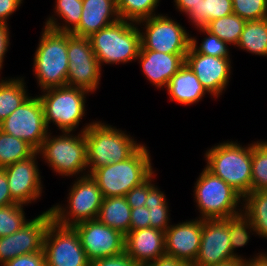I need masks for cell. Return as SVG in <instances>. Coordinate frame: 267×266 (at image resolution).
Here are the masks:
<instances>
[{"instance_id": "7", "label": "cell", "mask_w": 267, "mask_h": 266, "mask_svg": "<svg viewBox=\"0 0 267 266\" xmlns=\"http://www.w3.org/2000/svg\"><path fill=\"white\" fill-rule=\"evenodd\" d=\"M198 177L193 191L198 218L226 219L243 213V197L225 181L206 168Z\"/></svg>"}, {"instance_id": "47", "label": "cell", "mask_w": 267, "mask_h": 266, "mask_svg": "<svg viewBox=\"0 0 267 266\" xmlns=\"http://www.w3.org/2000/svg\"><path fill=\"white\" fill-rule=\"evenodd\" d=\"M201 0H174L176 10L185 15H189Z\"/></svg>"}, {"instance_id": "37", "label": "cell", "mask_w": 267, "mask_h": 266, "mask_svg": "<svg viewBox=\"0 0 267 266\" xmlns=\"http://www.w3.org/2000/svg\"><path fill=\"white\" fill-rule=\"evenodd\" d=\"M204 34V37L198 46L197 37L190 35V47L199 54L215 56V57H230L229 44L210 33L205 28H197Z\"/></svg>"}, {"instance_id": "41", "label": "cell", "mask_w": 267, "mask_h": 266, "mask_svg": "<svg viewBox=\"0 0 267 266\" xmlns=\"http://www.w3.org/2000/svg\"><path fill=\"white\" fill-rule=\"evenodd\" d=\"M90 266H139L126 252L90 261Z\"/></svg>"}, {"instance_id": "23", "label": "cell", "mask_w": 267, "mask_h": 266, "mask_svg": "<svg viewBox=\"0 0 267 266\" xmlns=\"http://www.w3.org/2000/svg\"><path fill=\"white\" fill-rule=\"evenodd\" d=\"M166 90L171 101L185 106L202 101L208 93L186 63L169 80Z\"/></svg>"}, {"instance_id": "8", "label": "cell", "mask_w": 267, "mask_h": 266, "mask_svg": "<svg viewBox=\"0 0 267 266\" xmlns=\"http://www.w3.org/2000/svg\"><path fill=\"white\" fill-rule=\"evenodd\" d=\"M39 96L44 110L45 123H53L64 132H75L86 115L87 90L68 85L42 91Z\"/></svg>"}, {"instance_id": "28", "label": "cell", "mask_w": 267, "mask_h": 266, "mask_svg": "<svg viewBox=\"0 0 267 266\" xmlns=\"http://www.w3.org/2000/svg\"><path fill=\"white\" fill-rule=\"evenodd\" d=\"M236 47L267 57V18L247 21Z\"/></svg>"}, {"instance_id": "48", "label": "cell", "mask_w": 267, "mask_h": 266, "mask_svg": "<svg viewBox=\"0 0 267 266\" xmlns=\"http://www.w3.org/2000/svg\"><path fill=\"white\" fill-rule=\"evenodd\" d=\"M245 266H267V252H260L248 258Z\"/></svg>"}, {"instance_id": "25", "label": "cell", "mask_w": 267, "mask_h": 266, "mask_svg": "<svg viewBox=\"0 0 267 266\" xmlns=\"http://www.w3.org/2000/svg\"><path fill=\"white\" fill-rule=\"evenodd\" d=\"M82 5V0H55V6L53 8L55 14L48 16L44 22V26L57 31L71 33L79 25L81 20ZM57 18L59 21L63 20L61 21L63 23L58 22Z\"/></svg>"}, {"instance_id": "9", "label": "cell", "mask_w": 267, "mask_h": 266, "mask_svg": "<svg viewBox=\"0 0 267 266\" xmlns=\"http://www.w3.org/2000/svg\"><path fill=\"white\" fill-rule=\"evenodd\" d=\"M75 179L67 194L68 204L65 206L56 203L50 208L53 221L57 225L73 227L80 222L98 217L104 198L98 185L90 175Z\"/></svg>"}, {"instance_id": "19", "label": "cell", "mask_w": 267, "mask_h": 266, "mask_svg": "<svg viewBox=\"0 0 267 266\" xmlns=\"http://www.w3.org/2000/svg\"><path fill=\"white\" fill-rule=\"evenodd\" d=\"M202 226L200 218L171 224L165 231L166 254L192 265L199 252Z\"/></svg>"}, {"instance_id": "49", "label": "cell", "mask_w": 267, "mask_h": 266, "mask_svg": "<svg viewBox=\"0 0 267 266\" xmlns=\"http://www.w3.org/2000/svg\"><path fill=\"white\" fill-rule=\"evenodd\" d=\"M246 265V261L241 260V259H233L231 261L225 262V263H221V264H217L214 266H245Z\"/></svg>"}, {"instance_id": "43", "label": "cell", "mask_w": 267, "mask_h": 266, "mask_svg": "<svg viewBox=\"0 0 267 266\" xmlns=\"http://www.w3.org/2000/svg\"><path fill=\"white\" fill-rule=\"evenodd\" d=\"M23 0H0V23L8 24L7 20L19 9Z\"/></svg>"}, {"instance_id": "27", "label": "cell", "mask_w": 267, "mask_h": 266, "mask_svg": "<svg viewBox=\"0 0 267 266\" xmlns=\"http://www.w3.org/2000/svg\"><path fill=\"white\" fill-rule=\"evenodd\" d=\"M243 214L251 221L259 238L267 239V190L251 191L243 198Z\"/></svg>"}, {"instance_id": "45", "label": "cell", "mask_w": 267, "mask_h": 266, "mask_svg": "<svg viewBox=\"0 0 267 266\" xmlns=\"http://www.w3.org/2000/svg\"><path fill=\"white\" fill-rule=\"evenodd\" d=\"M17 203L11 196L5 171L0 168V207Z\"/></svg>"}, {"instance_id": "24", "label": "cell", "mask_w": 267, "mask_h": 266, "mask_svg": "<svg viewBox=\"0 0 267 266\" xmlns=\"http://www.w3.org/2000/svg\"><path fill=\"white\" fill-rule=\"evenodd\" d=\"M130 213L125 196L104 197L97 219L126 235L130 231Z\"/></svg>"}, {"instance_id": "46", "label": "cell", "mask_w": 267, "mask_h": 266, "mask_svg": "<svg viewBox=\"0 0 267 266\" xmlns=\"http://www.w3.org/2000/svg\"><path fill=\"white\" fill-rule=\"evenodd\" d=\"M147 266H191V265H188L185 262L173 256L164 254L160 256L157 260L148 264Z\"/></svg>"}, {"instance_id": "39", "label": "cell", "mask_w": 267, "mask_h": 266, "mask_svg": "<svg viewBox=\"0 0 267 266\" xmlns=\"http://www.w3.org/2000/svg\"><path fill=\"white\" fill-rule=\"evenodd\" d=\"M157 174L155 171L140 185L132 188L126 195V200L131 208L142 207L145 204V200L148 197L149 190L155 185L154 177Z\"/></svg>"}, {"instance_id": "3", "label": "cell", "mask_w": 267, "mask_h": 266, "mask_svg": "<svg viewBox=\"0 0 267 266\" xmlns=\"http://www.w3.org/2000/svg\"><path fill=\"white\" fill-rule=\"evenodd\" d=\"M147 148L142 144L129 158L100 167L90 174L103 197L125 196L154 172Z\"/></svg>"}, {"instance_id": "31", "label": "cell", "mask_w": 267, "mask_h": 266, "mask_svg": "<svg viewBox=\"0 0 267 266\" xmlns=\"http://www.w3.org/2000/svg\"><path fill=\"white\" fill-rule=\"evenodd\" d=\"M246 22L238 15L231 13L208 22L204 28L230 46L236 47Z\"/></svg>"}, {"instance_id": "22", "label": "cell", "mask_w": 267, "mask_h": 266, "mask_svg": "<svg viewBox=\"0 0 267 266\" xmlns=\"http://www.w3.org/2000/svg\"><path fill=\"white\" fill-rule=\"evenodd\" d=\"M83 10L79 25L71 32L78 37L89 38L121 18L116 0H82Z\"/></svg>"}, {"instance_id": "16", "label": "cell", "mask_w": 267, "mask_h": 266, "mask_svg": "<svg viewBox=\"0 0 267 266\" xmlns=\"http://www.w3.org/2000/svg\"><path fill=\"white\" fill-rule=\"evenodd\" d=\"M236 259L231 250L229 218L203 219L198 255L191 266H214Z\"/></svg>"}, {"instance_id": "32", "label": "cell", "mask_w": 267, "mask_h": 266, "mask_svg": "<svg viewBox=\"0 0 267 266\" xmlns=\"http://www.w3.org/2000/svg\"><path fill=\"white\" fill-rule=\"evenodd\" d=\"M144 206L149 209L150 227L161 231H166L171 225L170 209L166 195L154 185L148 193Z\"/></svg>"}, {"instance_id": "12", "label": "cell", "mask_w": 267, "mask_h": 266, "mask_svg": "<svg viewBox=\"0 0 267 266\" xmlns=\"http://www.w3.org/2000/svg\"><path fill=\"white\" fill-rule=\"evenodd\" d=\"M0 130L25 140L37 151L49 133L39 96H29L12 114L0 123Z\"/></svg>"}, {"instance_id": "26", "label": "cell", "mask_w": 267, "mask_h": 266, "mask_svg": "<svg viewBox=\"0 0 267 266\" xmlns=\"http://www.w3.org/2000/svg\"><path fill=\"white\" fill-rule=\"evenodd\" d=\"M24 78L0 79V123L29 97Z\"/></svg>"}, {"instance_id": "15", "label": "cell", "mask_w": 267, "mask_h": 266, "mask_svg": "<svg viewBox=\"0 0 267 266\" xmlns=\"http://www.w3.org/2000/svg\"><path fill=\"white\" fill-rule=\"evenodd\" d=\"M89 261L125 252V235L98 219L73 226Z\"/></svg>"}, {"instance_id": "30", "label": "cell", "mask_w": 267, "mask_h": 266, "mask_svg": "<svg viewBox=\"0 0 267 266\" xmlns=\"http://www.w3.org/2000/svg\"><path fill=\"white\" fill-rule=\"evenodd\" d=\"M35 152L36 150L25 140L0 130V168L25 160Z\"/></svg>"}, {"instance_id": "36", "label": "cell", "mask_w": 267, "mask_h": 266, "mask_svg": "<svg viewBox=\"0 0 267 266\" xmlns=\"http://www.w3.org/2000/svg\"><path fill=\"white\" fill-rule=\"evenodd\" d=\"M24 204L15 203L0 207V237L19 231L29 221L25 217Z\"/></svg>"}, {"instance_id": "38", "label": "cell", "mask_w": 267, "mask_h": 266, "mask_svg": "<svg viewBox=\"0 0 267 266\" xmlns=\"http://www.w3.org/2000/svg\"><path fill=\"white\" fill-rule=\"evenodd\" d=\"M233 13L246 21L267 18V0H232Z\"/></svg>"}, {"instance_id": "44", "label": "cell", "mask_w": 267, "mask_h": 266, "mask_svg": "<svg viewBox=\"0 0 267 266\" xmlns=\"http://www.w3.org/2000/svg\"><path fill=\"white\" fill-rule=\"evenodd\" d=\"M9 25L0 23V72L2 73L3 63L6 56V52H8V47H10V31ZM1 76V74H0Z\"/></svg>"}, {"instance_id": "2", "label": "cell", "mask_w": 267, "mask_h": 266, "mask_svg": "<svg viewBox=\"0 0 267 266\" xmlns=\"http://www.w3.org/2000/svg\"><path fill=\"white\" fill-rule=\"evenodd\" d=\"M84 134L88 175L100 167L129 158L142 145L126 130L122 131L100 120H94Z\"/></svg>"}, {"instance_id": "18", "label": "cell", "mask_w": 267, "mask_h": 266, "mask_svg": "<svg viewBox=\"0 0 267 266\" xmlns=\"http://www.w3.org/2000/svg\"><path fill=\"white\" fill-rule=\"evenodd\" d=\"M231 59L199 54L189 47L185 63L195 73L208 94L213 96L212 98H218L229 84L232 75Z\"/></svg>"}, {"instance_id": "34", "label": "cell", "mask_w": 267, "mask_h": 266, "mask_svg": "<svg viewBox=\"0 0 267 266\" xmlns=\"http://www.w3.org/2000/svg\"><path fill=\"white\" fill-rule=\"evenodd\" d=\"M250 234H256L254 236H257L253 224L243 213L229 218L230 245L232 254L236 259L247 260L246 257L244 258V256L238 255L236 249L247 245L251 237Z\"/></svg>"}, {"instance_id": "11", "label": "cell", "mask_w": 267, "mask_h": 266, "mask_svg": "<svg viewBox=\"0 0 267 266\" xmlns=\"http://www.w3.org/2000/svg\"><path fill=\"white\" fill-rule=\"evenodd\" d=\"M67 55L69 67L67 84L95 93L101 80V65L91 47L89 38L78 37L67 32Z\"/></svg>"}, {"instance_id": "40", "label": "cell", "mask_w": 267, "mask_h": 266, "mask_svg": "<svg viewBox=\"0 0 267 266\" xmlns=\"http://www.w3.org/2000/svg\"><path fill=\"white\" fill-rule=\"evenodd\" d=\"M3 266H46L44 251L17 256Z\"/></svg>"}, {"instance_id": "5", "label": "cell", "mask_w": 267, "mask_h": 266, "mask_svg": "<svg viewBox=\"0 0 267 266\" xmlns=\"http://www.w3.org/2000/svg\"><path fill=\"white\" fill-rule=\"evenodd\" d=\"M43 27L33 58V72L41 93L65 86L69 67L67 32Z\"/></svg>"}, {"instance_id": "13", "label": "cell", "mask_w": 267, "mask_h": 266, "mask_svg": "<svg viewBox=\"0 0 267 266\" xmlns=\"http://www.w3.org/2000/svg\"><path fill=\"white\" fill-rule=\"evenodd\" d=\"M43 251L46 266H90V261L73 227L52 221L45 233Z\"/></svg>"}, {"instance_id": "1", "label": "cell", "mask_w": 267, "mask_h": 266, "mask_svg": "<svg viewBox=\"0 0 267 266\" xmlns=\"http://www.w3.org/2000/svg\"><path fill=\"white\" fill-rule=\"evenodd\" d=\"M205 168L225 181L243 198L252 191V143L223 141L205 152Z\"/></svg>"}, {"instance_id": "42", "label": "cell", "mask_w": 267, "mask_h": 266, "mask_svg": "<svg viewBox=\"0 0 267 266\" xmlns=\"http://www.w3.org/2000/svg\"><path fill=\"white\" fill-rule=\"evenodd\" d=\"M150 227L149 209L146 206L131 208L130 230Z\"/></svg>"}, {"instance_id": "4", "label": "cell", "mask_w": 267, "mask_h": 266, "mask_svg": "<svg viewBox=\"0 0 267 266\" xmlns=\"http://www.w3.org/2000/svg\"><path fill=\"white\" fill-rule=\"evenodd\" d=\"M92 123L91 121L84 124L85 126L76 135L73 132L62 131V134L55 136L51 135L53 133L50 130L41 147L37 150L40 158L42 157L44 162L59 176L79 178L88 175L84 131Z\"/></svg>"}, {"instance_id": "17", "label": "cell", "mask_w": 267, "mask_h": 266, "mask_svg": "<svg viewBox=\"0 0 267 266\" xmlns=\"http://www.w3.org/2000/svg\"><path fill=\"white\" fill-rule=\"evenodd\" d=\"M37 158L39 154L36 151L29 158L2 168L6 173L11 196L17 203L32 204L42 196L43 181Z\"/></svg>"}, {"instance_id": "21", "label": "cell", "mask_w": 267, "mask_h": 266, "mask_svg": "<svg viewBox=\"0 0 267 266\" xmlns=\"http://www.w3.org/2000/svg\"><path fill=\"white\" fill-rule=\"evenodd\" d=\"M186 54H166L152 50H140L136 60L142 73L155 88H166L169 80L185 63Z\"/></svg>"}, {"instance_id": "20", "label": "cell", "mask_w": 267, "mask_h": 266, "mask_svg": "<svg viewBox=\"0 0 267 266\" xmlns=\"http://www.w3.org/2000/svg\"><path fill=\"white\" fill-rule=\"evenodd\" d=\"M125 252L139 266H147L166 254L165 232L151 227L130 230L125 235Z\"/></svg>"}, {"instance_id": "33", "label": "cell", "mask_w": 267, "mask_h": 266, "mask_svg": "<svg viewBox=\"0 0 267 266\" xmlns=\"http://www.w3.org/2000/svg\"><path fill=\"white\" fill-rule=\"evenodd\" d=\"M161 0H116L119 17L137 23L156 15Z\"/></svg>"}, {"instance_id": "29", "label": "cell", "mask_w": 267, "mask_h": 266, "mask_svg": "<svg viewBox=\"0 0 267 266\" xmlns=\"http://www.w3.org/2000/svg\"><path fill=\"white\" fill-rule=\"evenodd\" d=\"M233 13L232 0H201L187 16L192 26L204 28L208 22Z\"/></svg>"}, {"instance_id": "10", "label": "cell", "mask_w": 267, "mask_h": 266, "mask_svg": "<svg viewBox=\"0 0 267 266\" xmlns=\"http://www.w3.org/2000/svg\"><path fill=\"white\" fill-rule=\"evenodd\" d=\"M142 24V25H141ZM140 50H152L166 54H187L190 47V35L185 27L176 20L163 14L140 20Z\"/></svg>"}, {"instance_id": "14", "label": "cell", "mask_w": 267, "mask_h": 266, "mask_svg": "<svg viewBox=\"0 0 267 266\" xmlns=\"http://www.w3.org/2000/svg\"><path fill=\"white\" fill-rule=\"evenodd\" d=\"M53 221L50 208L15 233L0 237V266L17 256L43 251L46 230Z\"/></svg>"}, {"instance_id": "6", "label": "cell", "mask_w": 267, "mask_h": 266, "mask_svg": "<svg viewBox=\"0 0 267 266\" xmlns=\"http://www.w3.org/2000/svg\"><path fill=\"white\" fill-rule=\"evenodd\" d=\"M138 27L135 22L120 19L89 37L101 67L136 61L141 47Z\"/></svg>"}, {"instance_id": "35", "label": "cell", "mask_w": 267, "mask_h": 266, "mask_svg": "<svg viewBox=\"0 0 267 266\" xmlns=\"http://www.w3.org/2000/svg\"><path fill=\"white\" fill-rule=\"evenodd\" d=\"M252 191L267 190V141L252 142Z\"/></svg>"}]
</instances>
